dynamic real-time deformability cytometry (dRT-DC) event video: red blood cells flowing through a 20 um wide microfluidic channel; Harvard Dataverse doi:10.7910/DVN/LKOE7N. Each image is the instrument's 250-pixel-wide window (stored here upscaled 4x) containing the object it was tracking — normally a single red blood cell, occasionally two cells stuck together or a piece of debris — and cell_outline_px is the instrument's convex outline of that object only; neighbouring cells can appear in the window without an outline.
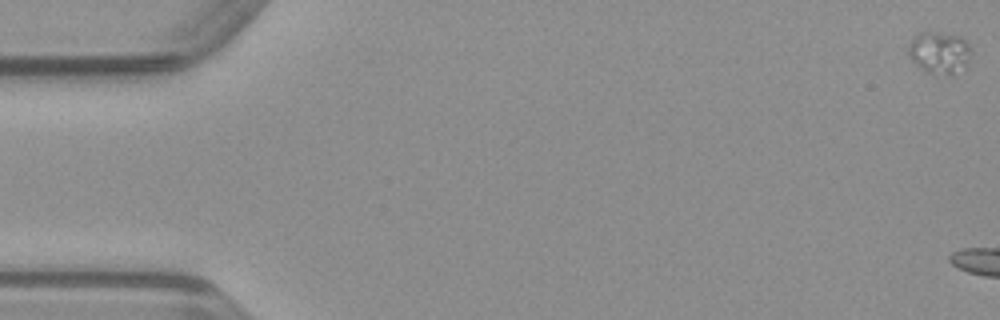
{"species": "common noctule bat (a hibernating species)", "species_latin": "Nyctalus noctula", "temperature_condition": "warm", "stored_images_in_passage": 5, "camera_frame_rate_fps": 3000, "um_per_image_px": 0.085, "animal": {"sex": "male", "body_mass_g": 23.1, "forearm_length_mm": 52.7}, "frame": {"image": 1, "passage_image": 1, "time_ms": 0.0, "image_size_px": [1000, 320], "cell_outline_px": [[968, 52], [964, 64], [952, 76], [948, 76], [924, 72], [908, 56], [908, 44], [912, 36], [920, 32], [936, 32], [960, 36], [968, 44]], "centroid_in_image_um": [79.74, 4.46], "position_along_channel_um": 5.3, "area_um2": 15.14}}